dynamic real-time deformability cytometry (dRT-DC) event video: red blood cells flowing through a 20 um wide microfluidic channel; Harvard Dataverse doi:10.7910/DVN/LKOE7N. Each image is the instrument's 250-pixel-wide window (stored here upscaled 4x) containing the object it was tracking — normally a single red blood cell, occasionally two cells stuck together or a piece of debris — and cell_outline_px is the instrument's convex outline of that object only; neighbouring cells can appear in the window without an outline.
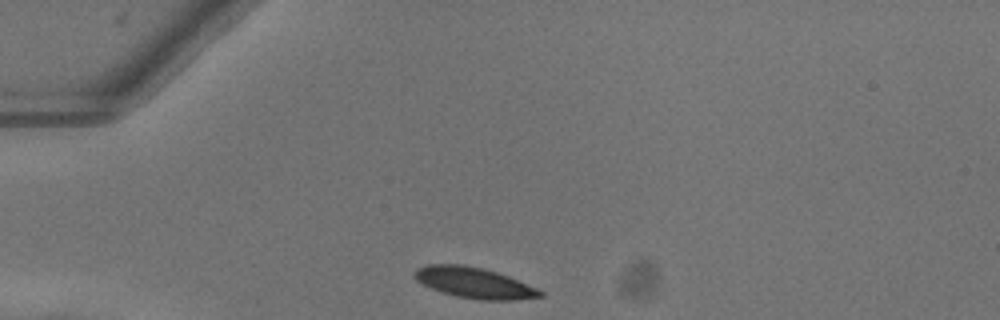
{"species": "common noctule bat (a hibernating species)", "species_latin": "Nyctalus noctula", "temperature_condition": "warm", "stored_images_in_passage": 39, "camera_frame_rate_fps": 3000, "um_per_image_px": 0.085, "animal": {"sex": "female"}, "frame": {"image": 1, "passage_image": 1, "time_ms": 0.0, "image_size_px": [1000, 320], "cell_outline_px": [[544, 296], [516, 300], [480, 300], [456, 296], [432, 288], [416, 280], [412, 276], [412, 272], [416, 268], [428, 264], [464, 264], [484, 268], [508, 276], [536, 288], [544, 292]], "centroid_in_image_um": [40.28, 24.02], "position_along_channel_um": 44.7, "area_um2": 22.54}}
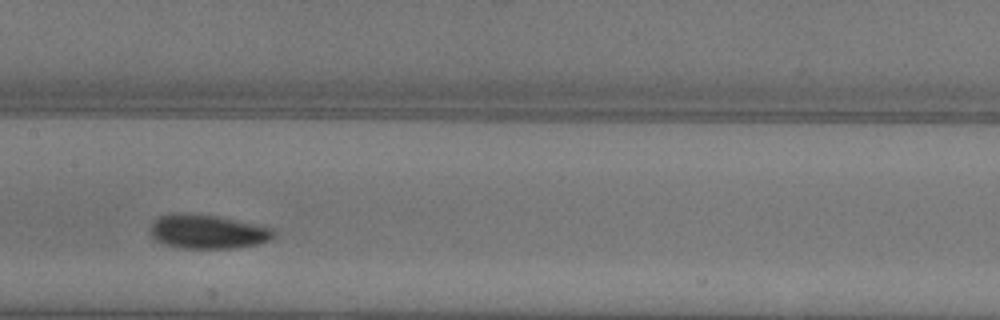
{"frame": {"image": 2, "passage_image": 14, "time_ms": 4.333, "image_size_px": [1000, 320], "cell_outline_px": [[276, 232], [268, 240], [260, 244], [236, 248], [180, 248], [164, 244], [156, 240], [148, 232], [152, 224], [160, 216], [176, 212], [188, 212], [216, 216], [256, 224], [272, 228]], "centroid_in_image_um": [17.62, 19.69], "position_along_channel_um": 189.8, "area_um2": 24.62}}
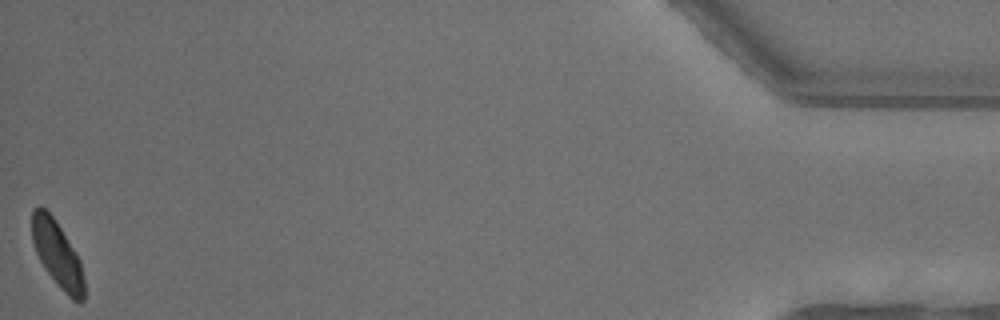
{"frame": {"image": 3, "passage_image": 39, "time_ms": 12.667, "image_size_px": [1000, 320], "cell_outline_px": [[84, 300], [80, 304], [72, 300], [60, 288], [48, 272], [40, 260], [36, 252], [32, 240], [32, 208], [40, 204], [56, 220], [80, 260], [84, 276]], "centroid_in_image_um": [4.88, 21.61], "position_along_channel_um": 430.3, "area_um2": 20.06}, "authors_computed_cell_mechanics": {"area_um2": 22.7154, "velocity_mm_per_s": 4.0183, "shape_relaxation_time_tau1_ms": 3.0326, "shape_relaxation_time_tau2_ms": null, "deformation_change_tau1": 0.1195, "deformation_change_tau2": null}}